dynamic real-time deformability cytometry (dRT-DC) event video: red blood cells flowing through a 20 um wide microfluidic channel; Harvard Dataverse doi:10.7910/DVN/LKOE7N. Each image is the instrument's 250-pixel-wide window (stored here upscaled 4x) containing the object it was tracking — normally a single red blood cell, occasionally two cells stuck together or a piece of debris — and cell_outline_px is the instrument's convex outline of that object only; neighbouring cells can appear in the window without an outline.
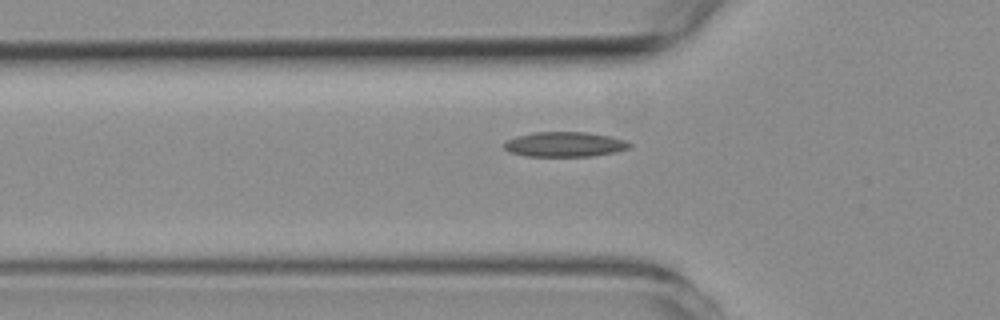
{"species": "common noctule bat (a hibernating species)", "species_latin": "Nyctalus noctula", "temperature_condition": "room temperature", "stored_images_in_passage": 40, "camera_frame_rate_fps": 3000, "um_per_image_px": 0.085, "animal": {"sex": "female", "body_mass_g": 19.3, "forearm_length_mm": 54.1}, "frame": {"image": 1, "passage_image": 4, "time_ms": 1.0, "image_size_px": [1000, 320], "cell_outline_px": [[632, 148], [616, 152], [592, 156], [524, 156], [508, 152], [504, 148], [504, 144], [508, 140], [516, 136], [536, 132], [584, 132], [608, 136], [624, 140], [632, 144]], "centroid_in_image_um": [48.0, 12.28], "position_along_channel_um": 77.8, "area_um2": 18.21}}
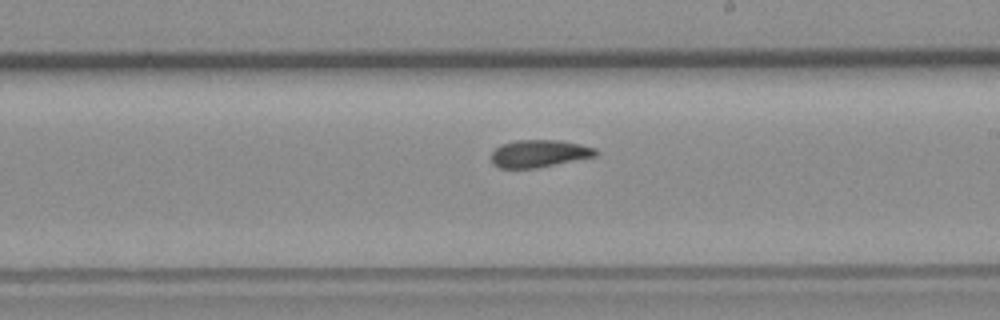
{"frame": {"image": 2, "passage_image": 18, "time_ms": 5.667, "image_size_px": [1000, 320], "cell_outline_px": [[600, 152], [596, 156], [536, 168], [500, 168], [492, 164], [492, 152], [500, 144], [516, 140], [560, 140], [580, 144], [596, 148]], "centroid_in_image_um": [45.84, 13.04], "position_along_channel_um": 243.2, "area_um2": 16.76}}
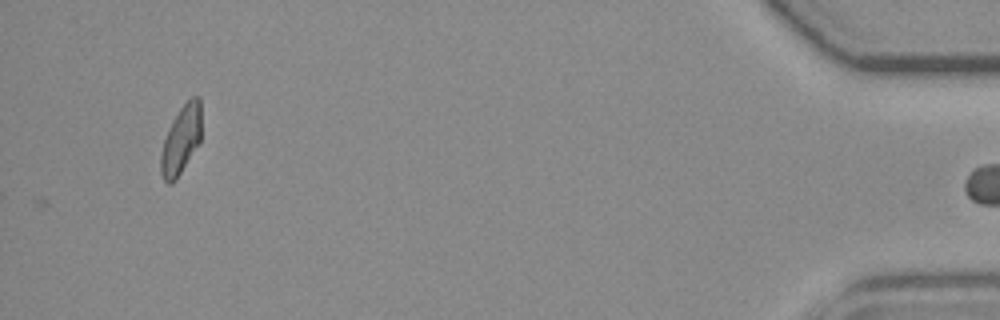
{"frame": {"image": 3, "passage_image": 40, "time_ms": 13.0, "image_size_px": [1000, 320], "cell_outline_px": [[200, 140], [176, 180], [168, 184], [164, 180], [160, 172], [160, 156], [164, 140], [168, 128], [172, 120], [180, 108], [192, 96], [200, 96]], "centroid_in_image_um": [15.36, 11.88], "position_along_channel_um": 419.8, "area_um2": 15.9}, "authors_computed_cell_mechanics": {"area_um2": 16.8487, "velocity_mm_per_s": 3.5399, "shape_relaxation_time_tau1_ms": null, "shape_relaxation_time_tau2_ms": 7.6238, "deformation_change_tau1": null, "deformation_change_tau2": 0.1074}}